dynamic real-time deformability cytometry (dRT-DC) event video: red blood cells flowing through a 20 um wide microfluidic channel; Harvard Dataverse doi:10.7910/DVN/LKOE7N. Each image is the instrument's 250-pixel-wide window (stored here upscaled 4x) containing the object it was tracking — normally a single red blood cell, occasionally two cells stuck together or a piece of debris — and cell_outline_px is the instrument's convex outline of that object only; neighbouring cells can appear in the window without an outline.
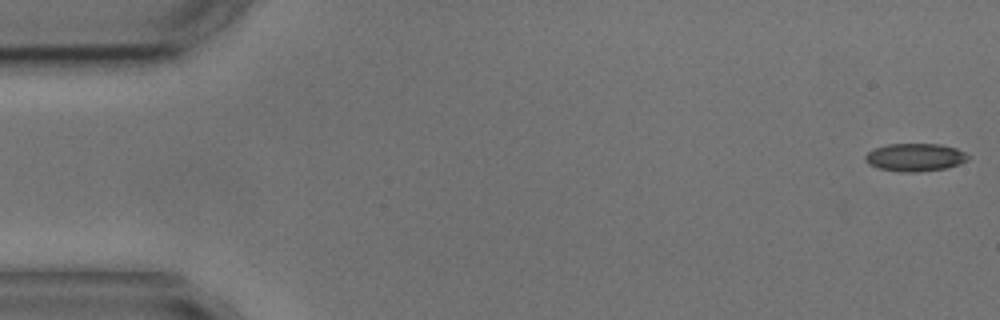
{"species": "common noctule bat (a hibernating species)", "species_latin": "Nyctalus noctula", "temperature_condition": "cold", "stored_images_in_passage": 6, "camera_frame_rate_fps": 3000, "um_per_image_px": 0.085, "animal": {"sex": "male", "body_mass_g": 17.9, "forearm_length_mm": 54.2}, "frame": {"image": 1, "passage_image": 1, "time_ms": 0.0, "image_size_px": [1000, 320], "cell_outline_px": [[972, 156], [968, 160], [960, 164], [944, 168], [920, 172], [900, 172], [880, 168], [868, 164], [864, 160], [864, 156], [872, 148], [888, 144], [940, 144], [956, 148]], "centroid_in_image_um": [77.78, 13.37], "position_along_channel_um": 7.2, "area_um2": 16.88}}
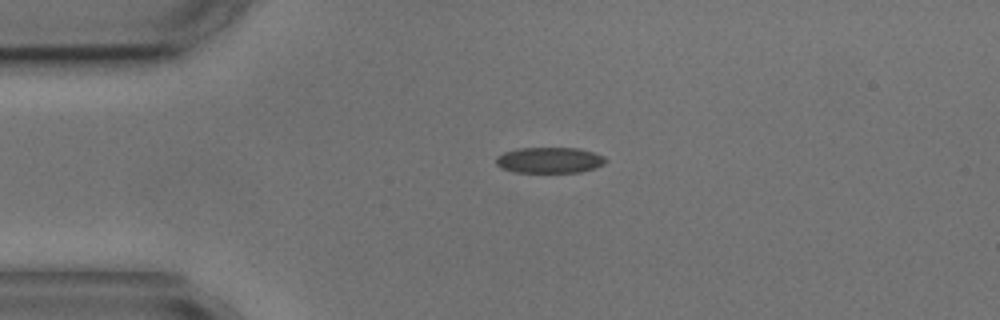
{"frame": {"image": 2, "passage_image": 4, "time_ms": 3.667, "image_size_px": [1000, 320], "cell_outline_px": [[608, 160], [604, 164], [596, 168], [580, 172], [516, 172], [500, 168], [496, 164], [496, 156], [504, 152], [516, 148], [580, 148], [604, 156]], "centroid_in_image_um": [46.71, 13.61], "position_along_channel_um": 38.3, "area_um2": 16.65}}